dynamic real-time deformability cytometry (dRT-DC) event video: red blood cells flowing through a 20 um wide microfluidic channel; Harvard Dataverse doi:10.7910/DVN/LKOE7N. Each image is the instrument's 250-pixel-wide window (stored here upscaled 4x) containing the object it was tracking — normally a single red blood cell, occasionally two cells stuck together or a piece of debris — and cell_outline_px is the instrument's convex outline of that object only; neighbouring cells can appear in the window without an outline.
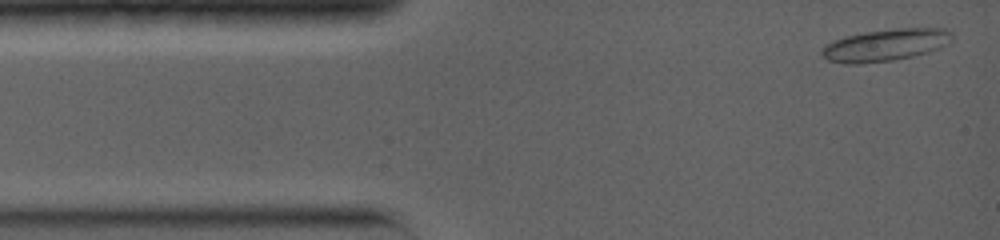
{"species": "common noctule bat (a hibernating species)", "species_latin": "Nyctalus noctula", "temperature_condition": "warm", "stored_images_in_passage": 53, "camera_frame_rate_fps": 5000, "um_per_image_px": 0.085, "animal": {"sex": "female", "body_mass_g": 19.0, "forearm_length_mm": 56.7}, "frame": {"image": 1, "passage_image": 1, "time_ms": 0.0, "image_size_px": [1000, 240], "cell_outline_px": [[952, 40], [948, 44], [928, 52], [912, 56], [892, 60], [856, 64], [844, 64], [828, 60], [820, 52], [824, 44], [832, 40], [844, 36], [864, 32], [896, 28], [944, 28], [952, 32]], "centroid_in_image_um": [75.24, 3.82], "position_along_channel_um": 9.8, "area_um2": 24.45}}
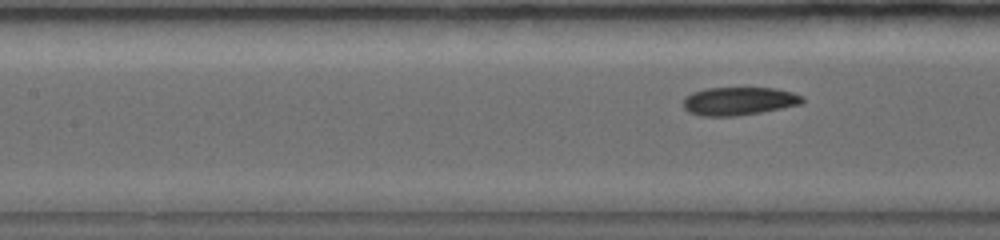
{"frame": {"image": 2, "passage_image": 20, "time_ms": 5.0, "image_size_px": [1000, 240], "cell_outline_px": [[804, 100], [800, 104], [760, 112], [736, 116], [700, 116], [688, 112], [684, 108], [684, 100], [692, 92], [704, 88], [776, 88], [792, 92], [804, 96]], "centroid_in_image_um": [62.8, 8.59], "position_along_channel_um": 144.6, "area_um2": 19.48}}
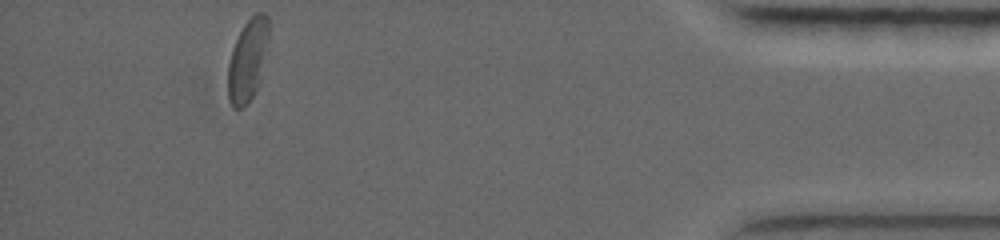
{"frame": {"image": 3, "passage_image": 53, "time_ms": 13.4, "image_size_px": [1000, 240], "cell_outline_px": [[268, 40], [260, 80], [252, 96], [240, 108], [232, 108], [228, 100], [228, 64], [232, 48], [244, 24], [256, 12], [264, 12], [268, 16]], "centroid_in_image_um": [21.04, 5.09], "position_along_channel_um": 414.2, "area_um2": 19.25}, "authors_computed_cell_mechanics": {"area_um2": 20.23, "velocity_mm_per_s": 3.9918, "shape_relaxation_time_tau1_ms": null, "shape_relaxation_time_tau2_ms": 1.1555, "deformation_change_tau1": null, "deformation_change_tau2": 0.027}}